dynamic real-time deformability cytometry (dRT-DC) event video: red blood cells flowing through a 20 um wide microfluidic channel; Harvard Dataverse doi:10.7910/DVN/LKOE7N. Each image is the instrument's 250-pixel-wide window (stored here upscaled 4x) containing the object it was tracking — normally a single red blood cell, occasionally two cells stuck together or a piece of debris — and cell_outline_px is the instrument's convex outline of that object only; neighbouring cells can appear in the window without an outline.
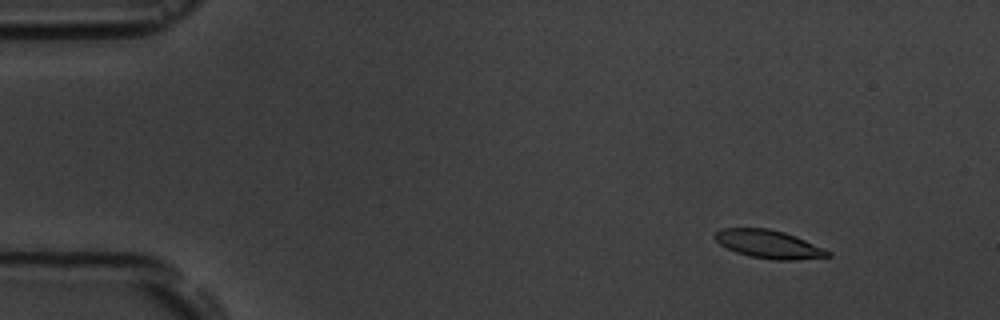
{"species": "common noctule bat (a hibernating species)", "species_latin": "Nyctalus noctula", "temperature_condition": "room temperature", "stored_images_in_passage": 6, "segment_of_instrument_passage": [1, 2], "camera_frame_rate_fps": 3000, "um_per_image_px": 0.085, "animal": {"sex": "male", "body_mass_g": 19.5, "forearm_length_mm": 54.6}, "frame": {"image": 1, "passage_image": 2, "time_ms": 1.333, "image_size_px": [1000, 320], "cell_outline_px": [[832, 256], [796, 260], [776, 260], [752, 256], [736, 252], [720, 244], [712, 236], [720, 228], [768, 228], [784, 232], [796, 236], [832, 252]], "centroid_in_image_um": [65.35, 20.75], "position_along_channel_um": 19.6, "area_um2": 18.5}}